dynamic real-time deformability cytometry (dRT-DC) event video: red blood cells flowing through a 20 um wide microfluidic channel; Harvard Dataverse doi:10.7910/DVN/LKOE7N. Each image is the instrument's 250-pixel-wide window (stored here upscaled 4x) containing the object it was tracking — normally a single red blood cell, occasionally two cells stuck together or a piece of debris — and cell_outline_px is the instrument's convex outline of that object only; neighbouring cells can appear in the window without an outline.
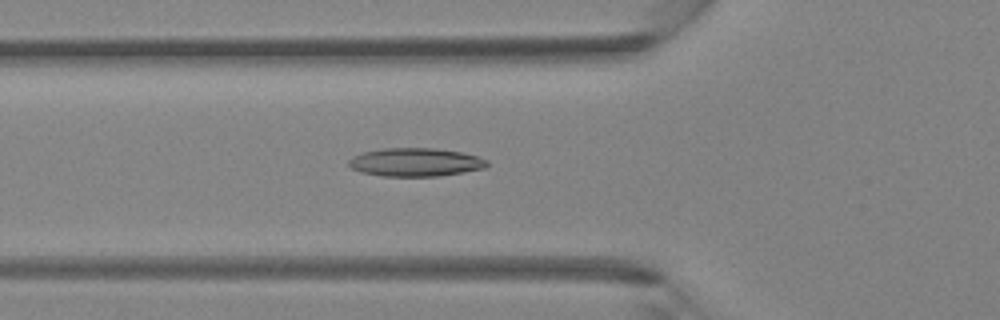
{"species": "Egyptian fruit bat (a non-hibernating species)", "species_latin": "Rousettus aegyptiacus", "temperature_condition": "room temperature", "stored_images_in_passage": 44, "camera_frame_rate_fps": 3000, "um_per_image_px": 0.085, "animal": {"sex": "female"}, "frame": {"image": 1, "passage_image": 16, "time_ms": 5.0, "image_size_px": [1000, 320], "cell_outline_px": [[488, 164], [484, 168], [464, 172], [440, 176], [380, 176], [360, 172], [352, 168], [348, 164], [348, 160], [352, 156], [364, 152], [384, 148], [432, 148], [460, 152], [476, 156], [488, 160]], "centroid_in_image_um": [35.29, 13.79], "position_along_channel_um": 90.5, "area_um2": 22.83}}
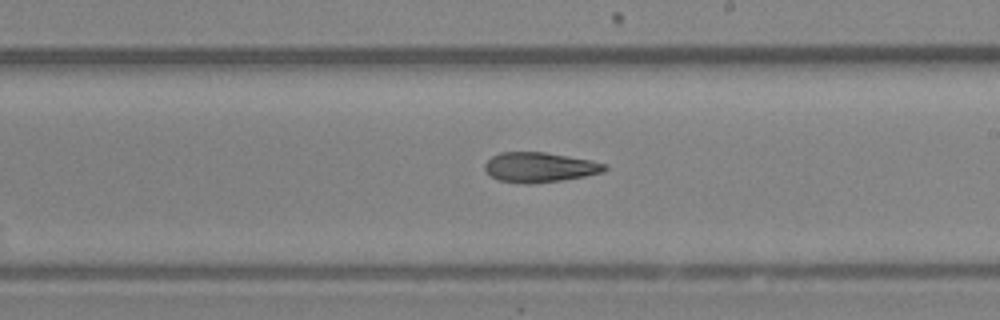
{"frame": {"image": 2, "passage_image": 26, "time_ms": 8.333, "image_size_px": [1000, 320], "cell_outline_px": [[608, 168], [604, 172], [584, 176], [560, 180], [532, 184], [524, 184], [500, 180], [492, 176], [484, 168], [484, 164], [492, 156], [500, 152], [544, 152], [592, 160], [608, 164]], "centroid_in_image_um": [45.9, 14.21], "position_along_channel_um": 243.1, "area_um2": 20.87}}
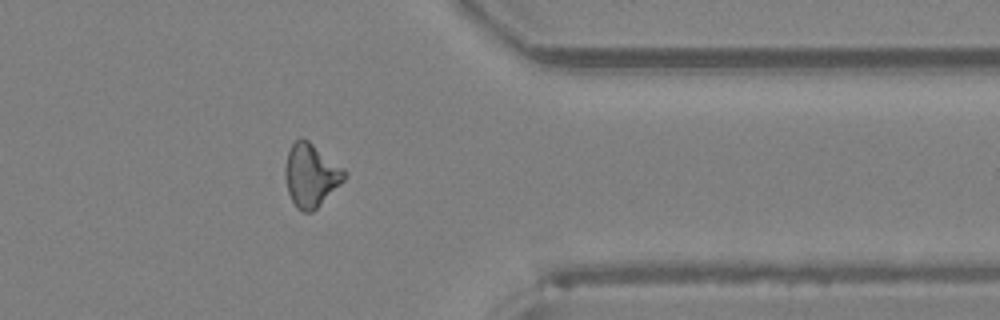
{"frame": {"image": 3, "passage_image": 36, "time_ms": 11.667, "image_size_px": [1000, 320], "cell_outline_px": [[348, 172], [344, 180], [312, 212], [300, 212], [296, 208], [288, 192], [284, 176], [284, 168], [288, 152], [292, 144], [300, 136], [308, 140], [344, 168]], "centroid_in_image_um": [26.41, 14.89], "position_along_channel_um": 385.0, "area_um2": 21.79}}